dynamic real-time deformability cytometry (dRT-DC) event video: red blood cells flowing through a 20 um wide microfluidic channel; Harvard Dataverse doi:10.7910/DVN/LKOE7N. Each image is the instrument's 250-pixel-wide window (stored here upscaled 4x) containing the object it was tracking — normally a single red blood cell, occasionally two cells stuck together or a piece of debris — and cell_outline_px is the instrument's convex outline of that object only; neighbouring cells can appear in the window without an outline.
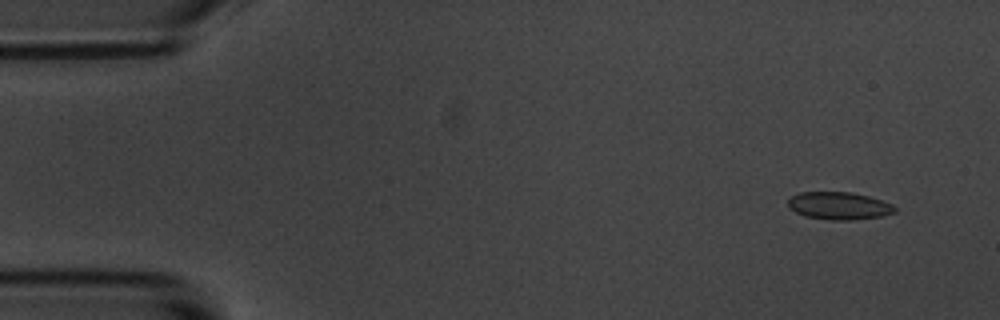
{"species": "common noctule bat (a hibernating species)", "species_latin": "Nyctalus noctula", "temperature_condition": "room temperature", "stored_images_in_passage": 7, "camera_frame_rate_fps": 3000, "um_per_image_px": 0.085, "animal": {"sex": "male", "body_mass_g": 20.1, "forearm_length_mm": 53.5}, "frame": {"image": 1, "passage_image": 1, "time_ms": 0.0, "image_size_px": [1000, 320], "cell_outline_px": [[896, 212], [884, 216], [852, 220], [832, 220], [804, 216], [788, 208], [788, 200], [792, 196], [800, 192], [848, 192], [868, 196], [892, 204], [896, 208]], "centroid_in_image_um": [71.31, 17.5], "position_along_channel_um": 13.7, "area_um2": 17.17}}
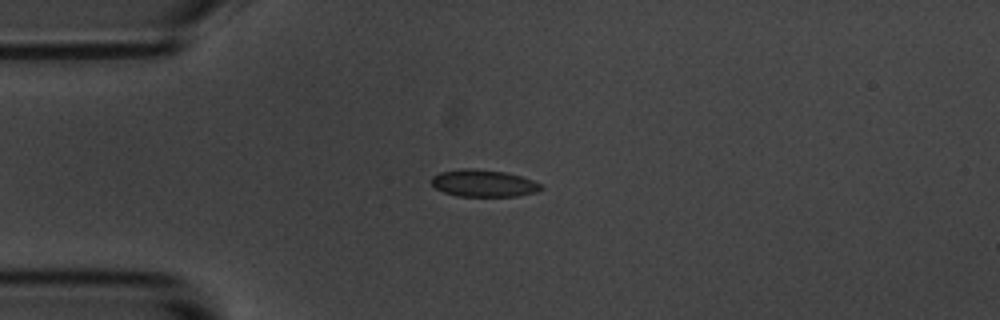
{"frame": {"image": 2, "passage_image": 4, "time_ms": 3.333, "image_size_px": [1000, 320], "cell_outline_px": [[544, 188], [536, 192], [516, 196], [456, 196], [444, 192], [436, 188], [432, 184], [432, 176], [440, 172], [464, 168], [472, 168], [504, 172], [520, 176], [532, 180], [540, 184]], "centroid_in_image_um": [41.09, 15.58], "position_along_channel_um": 43.9, "area_um2": 17.17}}
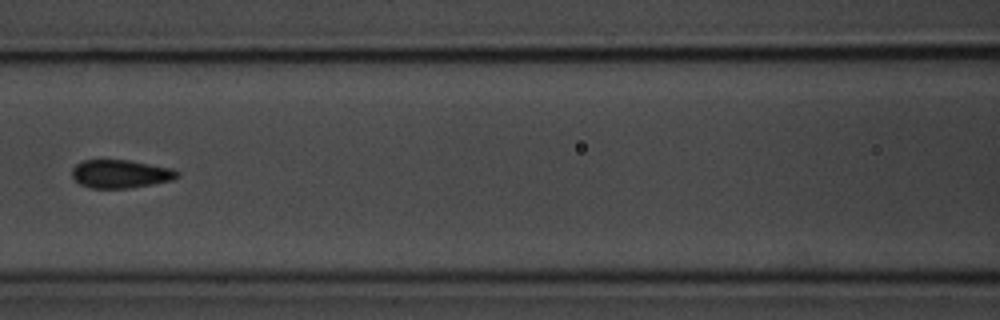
{"frame": {"image": 3, "passage_image": 7, "time_ms": 7.0, "image_size_px": [1000, 320], "cell_outline_px": [[180, 176], [172, 180], [152, 184], [128, 188], [92, 188], [80, 184], [72, 176], [72, 168], [76, 164], [84, 160], [128, 160], [172, 168], [180, 172]], "centroid_in_image_um": [10.26, 14.78], "position_along_channel_um": 156.3, "area_um2": 17.28}}